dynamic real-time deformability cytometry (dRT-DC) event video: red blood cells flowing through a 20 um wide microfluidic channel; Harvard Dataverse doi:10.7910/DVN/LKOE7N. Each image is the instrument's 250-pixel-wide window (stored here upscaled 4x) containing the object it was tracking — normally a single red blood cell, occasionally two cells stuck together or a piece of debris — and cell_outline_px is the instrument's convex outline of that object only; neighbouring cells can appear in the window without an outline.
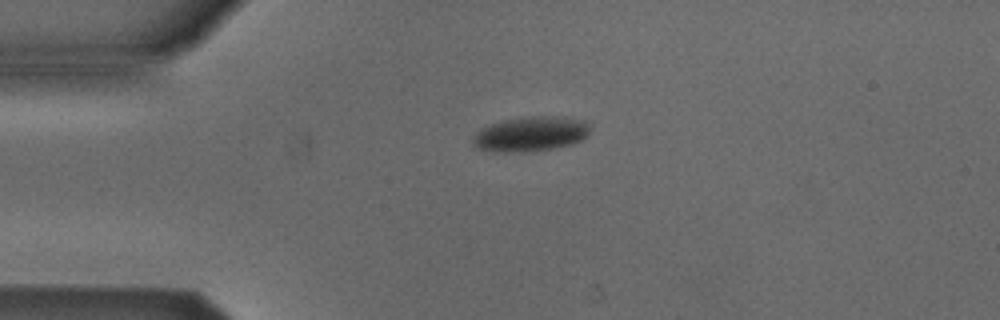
{"species": "Egyptian fruit bat (a non-hibernating species)", "species_latin": "Rousettus aegyptiacus", "temperature_condition": "cold", "stored_images_in_passage": 4, "camera_frame_rate_fps": 3000, "um_per_image_px": 0.085, "animal": {"sex": "male"}, "frame": {"image": 1, "passage_image": 1, "time_ms": 0.0, "image_size_px": [1000, 320], "cell_outline_px": [[588, 132], [580, 140], [572, 144], [552, 148], [512, 152], [504, 152], [480, 148], [472, 144], [472, 140], [476, 132], [480, 128], [504, 120], [532, 116], [548, 116], [584, 120], [588, 124]], "centroid_in_image_um": [45.08, 11.37], "position_along_channel_um": 39.9, "area_um2": 23.06}}
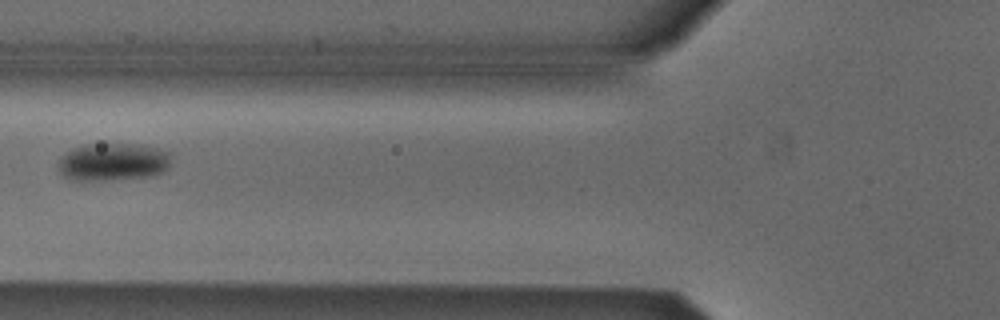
{"frame": {"image": 2, "passage_image": 3, "time_ms": 0.667, "image_size_px": [1000, 320], "cell_outline_px": [[172, 152], [168, 168], [164, 172], [152, 176], [104, 180], [72, 180], [64, 176], [60, 172], [56, 164], [60, 156], [72, 148], [88, 144], [136, 144]], "centroid_in_image_um": [9.58, 13.76], "position_along_channel_um": 116.2, "area_um2": 25.03}}
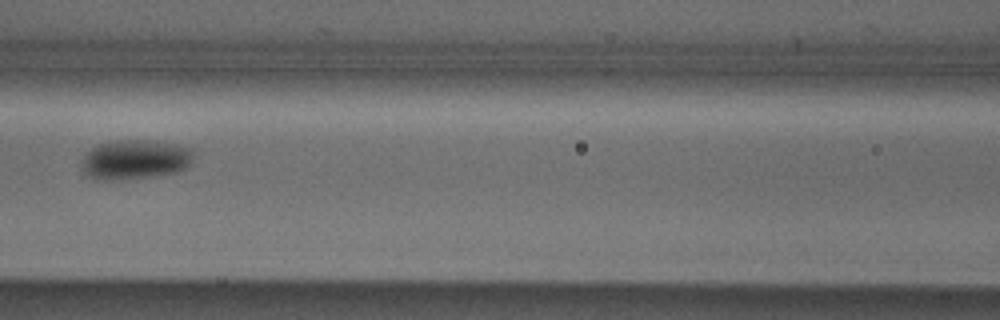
{"frame": {"image": 3, "passage_image": 4, "time_ms": 1.0, "image_size_px": [1000, 320], "cell_outline_px": [[192, 160], [188, 168], [180, 172], [152, 176], [112, 180], [104, 180], [88, 176], [84, 172], [84, 156], [96, 144], [112, 140], [148, 140], [172, 144], [192, 148]], "centroid_in_image_um": [11.52, 13.55], "position_along_channel_um": 155.1, "area_um2": 25.66}}